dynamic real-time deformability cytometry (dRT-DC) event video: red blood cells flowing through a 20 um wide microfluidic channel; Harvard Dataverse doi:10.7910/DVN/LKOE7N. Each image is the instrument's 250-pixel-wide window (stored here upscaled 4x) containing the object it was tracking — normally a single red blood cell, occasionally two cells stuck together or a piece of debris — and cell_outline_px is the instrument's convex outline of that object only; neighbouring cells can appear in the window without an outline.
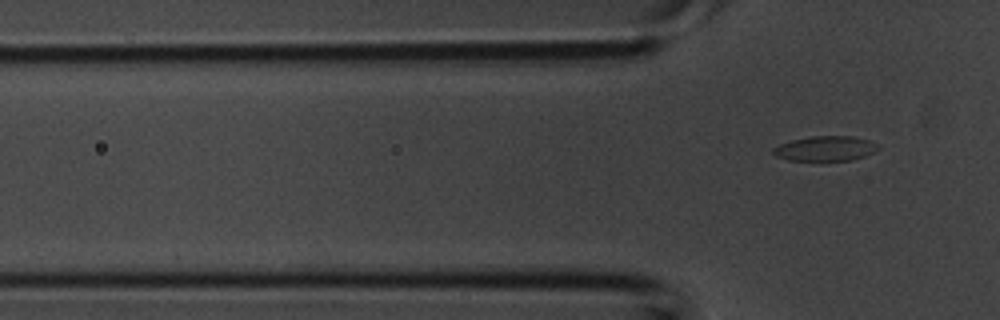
{"species": "common noctule bat (a hibernating species)", "species_latin": "Nyctalus noctula", "temperature_condition": "room temperature", "stored_images_in_passage": 3, "segment_of_instrument_passage": [2, 2], "camera_frame_rate_fps": 3000, "um_per_image_px": 0.085, "animal": {"sex": "male", "body_mass_g": 20.1, "forearm_length_mm": 53.5}, "frame": {"image": 1, "passage_image": 3, "time_ms": 0.667, "image_size_px": [1000, 320], "cell_outline_px": [[880, 148], [864, 156], [852, 160], [788, 160], [776, 156], [772, 152], [772, 148], [780, 144], [792, 140], [812, 136], [852, 136], [868, 140], [876, 144]], "centroid_in_image_um": [70.13, 12.62], "position_along_channel_um": 55.7, "area_um2": 15.03}}